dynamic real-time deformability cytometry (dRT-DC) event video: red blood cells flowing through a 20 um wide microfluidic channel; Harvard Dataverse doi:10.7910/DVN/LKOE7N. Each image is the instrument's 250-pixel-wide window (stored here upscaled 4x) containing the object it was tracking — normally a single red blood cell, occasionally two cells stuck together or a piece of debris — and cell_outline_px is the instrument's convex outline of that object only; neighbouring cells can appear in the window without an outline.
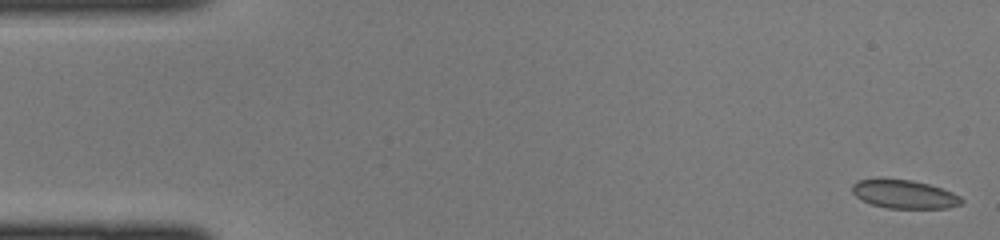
{"species": "common noctule bat (a hibernating species)", "species_latin": "Nyctalus noctula", "temperature_condition": "cold", "stored_images_in_passage": 10, "camera_frame_rate_fps": 3000, "um_per_image_px": 0.085, "animal": {"sex": "female", "body_mass_g": 22.0, "forearm_length_mm": 56.7}, "frame": {"image": 1, "passage_image": 1, "time_ms": 0.0, "image_size_px": [1000, 240], "cell_outline_px": [[964, 200], [960, 204], [948, 208], [888, 208], [872, 204], [860, 200], [852, 192], [852, 184], [856, 180], [876, 176], [880, 176], [912, 180], [928, 184], [952, 192], [960, 196]], "centroid_in_image_um": [76.77, 16.46], "position_along_channel_um": 8.2, "area_um2": 18.73}}